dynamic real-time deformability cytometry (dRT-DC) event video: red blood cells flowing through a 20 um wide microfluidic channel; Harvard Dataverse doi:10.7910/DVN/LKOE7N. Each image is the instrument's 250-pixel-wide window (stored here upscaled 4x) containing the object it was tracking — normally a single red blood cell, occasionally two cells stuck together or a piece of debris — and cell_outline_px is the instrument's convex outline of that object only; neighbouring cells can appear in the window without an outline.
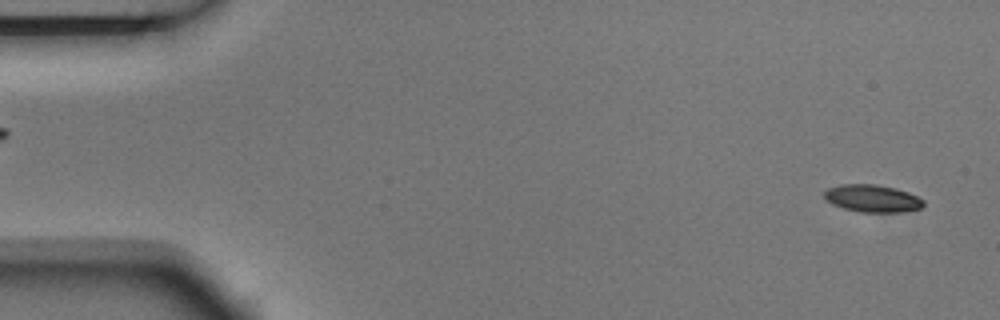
{"species": "Egyptian fruit bat (a non-hibernating species)", "species_latin": "Rousettus aegyptiacus", "temperature_condition": "room temperature", "stored_images_in_passage": 5, "segment_of_instrument_passage": [2, 2], "camera_frame_rate_fps": 3000, "um_per_image_px": 0.085, "animal": {"sex": "male"}, "frame": {"image": 1, "passage_image": 5, "time_ms": 1.333, "image_size_px": [1000, 320], "cell_outline_px": [[924, 208], [900, 212], [860, 212], [844, 208], [832, 204], [824, 196], [824, 192], [828, 188], [840, 184], [876, 184], [896, 188], [908, 192], [924, 200]], "centroid_in_image_um": [74.18, 16.86], "position_along_channel_um": 10.8, "area_um2": 15.9}}